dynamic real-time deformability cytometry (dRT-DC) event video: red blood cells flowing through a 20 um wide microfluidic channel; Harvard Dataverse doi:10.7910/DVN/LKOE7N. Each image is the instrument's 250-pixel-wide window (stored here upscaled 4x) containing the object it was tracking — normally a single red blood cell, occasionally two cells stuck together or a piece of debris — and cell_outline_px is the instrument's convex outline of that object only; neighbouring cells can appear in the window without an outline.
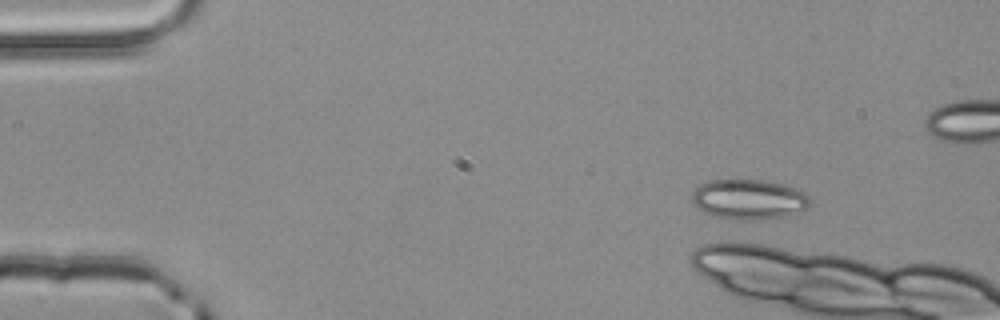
{"species": "common noctule bat (a hibernating species)", "species_latin": "Nyctalus noctula", "temperature_condition": "room temperature", "stored_images_in_passage": 2, "camera_frame_rate_fps": 3000, "um_per_image_px": 0.085, "animal": {"sex": "male", "body_mass_g": 20.4}, "frame": {"image": 1, "passage_image": 1, "time_ms": 0.0, "image_size_px": [1000, 320], "cell_outline_px": [[812, 204], [808, 208], [788, 216], [760, 220], [740, 220], [712, 216], [704, 212], [692, 204], [692, 192], [700, 184], [708, 180], [764, 180], [784, 184], [804, 192], [812, 200]], "centroid_in_image_um": [63.67, 16.96], "position_along_channel_um": 21.3, "area_um2": 27.98}}